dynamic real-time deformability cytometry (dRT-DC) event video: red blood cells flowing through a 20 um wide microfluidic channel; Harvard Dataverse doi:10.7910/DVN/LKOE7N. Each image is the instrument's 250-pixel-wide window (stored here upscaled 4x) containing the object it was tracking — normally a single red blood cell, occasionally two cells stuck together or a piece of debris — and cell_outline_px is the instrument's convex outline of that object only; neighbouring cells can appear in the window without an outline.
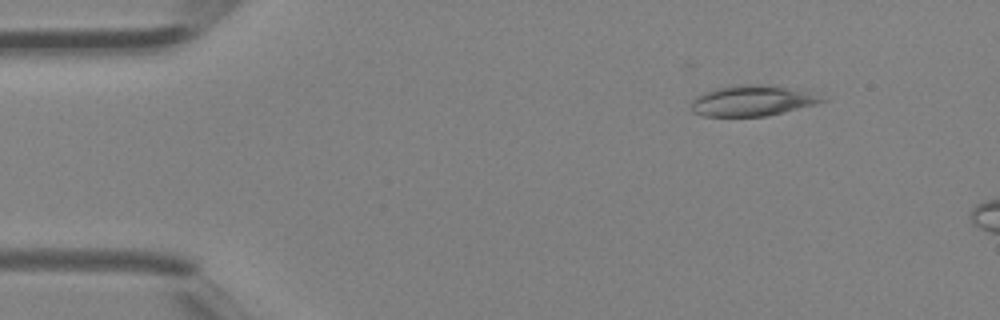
{"species": "Egyptian fruit bat (a non-hibernating species)", "species_latin": "Rousettus aegyptiacus", "temperature_condition": "room temperature", "stored_images_in_passage": 5, "camera_frame_rate_fps": 3000, "um_per_image_px": 0.085, "animal": {"sex": "female"}, "frame": {"image": 1, "passage_image": 1, "time_ms": 0.0, "image_size_px": [1000, 320], "cell_outline_px": [[828, 100], [816, 104], [768, 116], [704, 116], [692, 112], [692, 100], [696, 96], [704, 92], [716, 88], [744, 84], [756, 84], [788, 88]], "centroid_in_image_um": [63.84, 8.58], "position_along_channel_um": 21.2, "area_um2": 22.72}}